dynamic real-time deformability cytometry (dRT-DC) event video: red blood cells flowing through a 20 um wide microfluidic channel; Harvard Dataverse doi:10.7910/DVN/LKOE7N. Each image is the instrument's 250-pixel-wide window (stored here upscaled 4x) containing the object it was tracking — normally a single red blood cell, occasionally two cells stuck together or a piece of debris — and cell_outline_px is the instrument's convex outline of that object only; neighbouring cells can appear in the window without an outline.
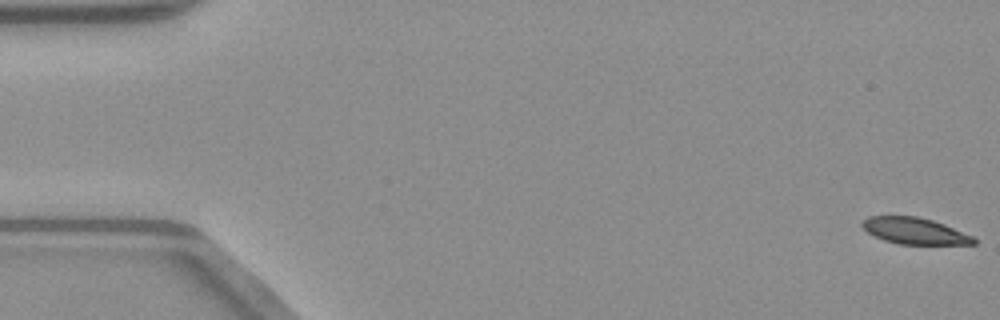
{"species": "common noctule bat (a hibernating species)", "species_latin": "Nyctalus noctula", "temperature_condition": "warm", "stored_images_in_passage": 52, "camera_frame_rate_fps": 3000, "um_per_image_px": 0.085, "animal": {"sex": "male", "body_mass_g": 23.1, "forearm_length_mm": 52.7}, "frame": {"image": 1, "passage_image": 1, "time_ms": 0.0, "image_size_px": [1000, 320], "cell_outline_px": [[976, 244], [900, 244], [884, 240], [868, 232], [860, 224], [868, 216], [916, 216], [932, 220], [944, 224], [972, 236], [976, 240]], "centroid_in_image_um": [77.74, 19.62], "position_along_channel_um": 7.3, "area_um2": 16.94}}
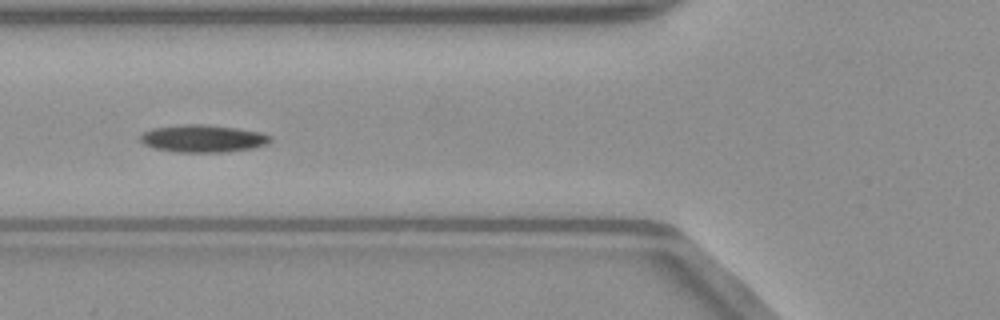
{"frame": {"image": 2, "passage_image": 20, "time_ms": 6.333, "image_size_px": [1000, 320], "cell_outline_px": [[272, 140], [268, 144], [256, 148], [224, 152], [176, 152], [152, 148], [144, 144], [140, 140], [140, 136], [144, 132], [152, 128], [180, 124], [204, 124], [236, 128], [260, 132], [272, 136]], "centroid_in_image_um": [17.26, 11.78], "position_along_channel_um": 108.5, "area_um2": 21.04}}
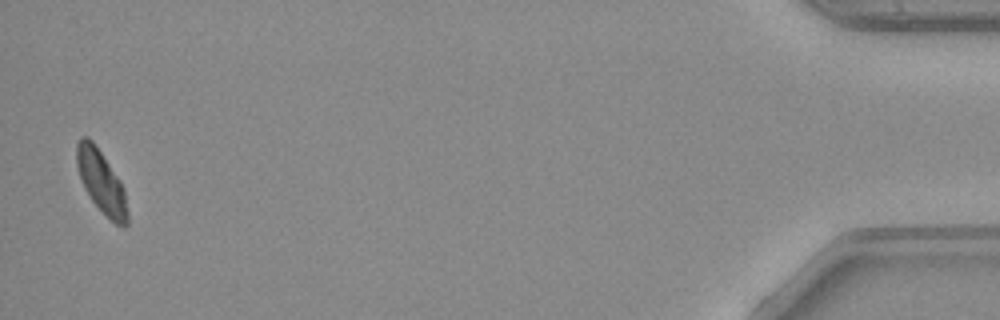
{"frame": {"image": 3, "passage_image": 51, "time_ms": 16.667, "image_size_px": [1000, 320], "cell_outline_px": [[128, 224], [124, 228], [116, 224], [92, 200], [84, 188], [76, 164], [76, 144], [80, 136], [88, 136], [92, 140], [120, 180], [124, 188], [128, 212]], "centroid_in_image_um": [8.61, 15.43], "position_along_channel_um": 426.6, "area_um2": 18.38}}